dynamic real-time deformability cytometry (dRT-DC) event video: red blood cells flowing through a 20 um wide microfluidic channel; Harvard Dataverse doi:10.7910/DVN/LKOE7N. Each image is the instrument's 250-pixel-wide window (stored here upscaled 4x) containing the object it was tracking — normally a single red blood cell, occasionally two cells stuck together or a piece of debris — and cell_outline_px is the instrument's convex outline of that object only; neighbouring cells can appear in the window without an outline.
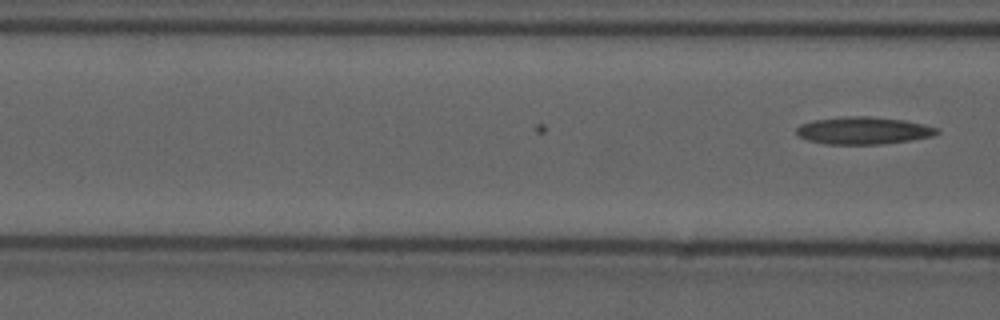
{"species": "common noctule bat (a hibernating species)", "species_latin": "Nyctalus noctula", "temperature_condition": "cold", "stored_images_in_passage": 6, "camera_frame_rate_fps": 3000, "um_per_image_px": 0.085, "animal": {"sex": "male", "forearm_length_mm": 52.5}, "frame": {"image": 1, "passage_image": 6, "time_ms": 1.667, "image_size_px": [1000, 320], "cell_outline_px": [[940, 132], [932, 136], [912, 140], [880, 144], [824, 144], [808, 140], [800, 136], [796, 132], [796, 128], [800, 124], [812, 120], [844, 116], [868, 116], [904, 120], [924, 124], [940, 128]], "centroid_in_image_um": [73.4, 11.09], "position_along_channel_um": 93.2, "area_um2": 22.54}}